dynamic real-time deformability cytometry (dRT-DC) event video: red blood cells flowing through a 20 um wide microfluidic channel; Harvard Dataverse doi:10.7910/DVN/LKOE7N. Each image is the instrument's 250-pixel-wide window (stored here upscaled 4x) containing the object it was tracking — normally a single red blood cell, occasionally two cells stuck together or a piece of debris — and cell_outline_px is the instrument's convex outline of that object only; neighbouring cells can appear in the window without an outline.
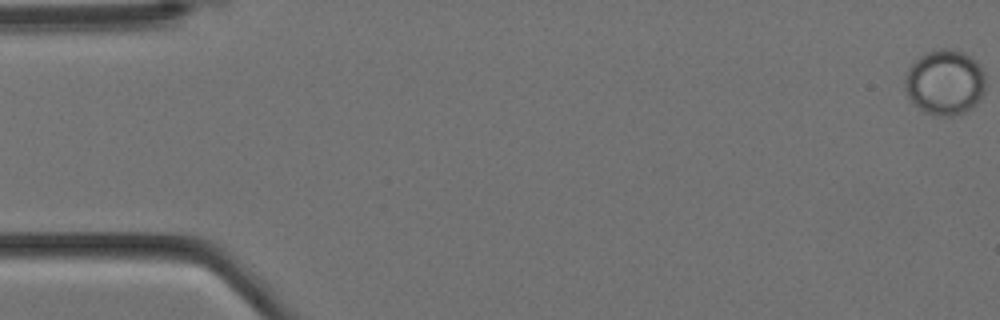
{"species": "Egyptian fruit bat (a non-hibernating species)", "species_latin": "Rousettus aegyptiacus", "temperature_condition": "cold", "stored_images_in_passage": 9, "camera_frame_rate_fps": 3000, "um_per_image_px": 0.085, "animal": {"sex": "female"}, "frame": {"image": 1, "passage_image": 1, "time_ms": 0.0, "image_size_px": [1000, 320], "cell_outline_px": [[984, 92], [980, 100], [972, 108], [964, 112], [952, 116], [936, 116], [924, 112], [912, 104], [904, 88], [904, 80], [908, 68], [920, 56], [928, 52], [940, 48], [952, 48], [964, 52], [972, 56], [980, 64], [984, 72]], "centroid_in_image_um": [80.31, 7.0], "position_along_channel_um": 4.7, "area_um2": 31.21}}
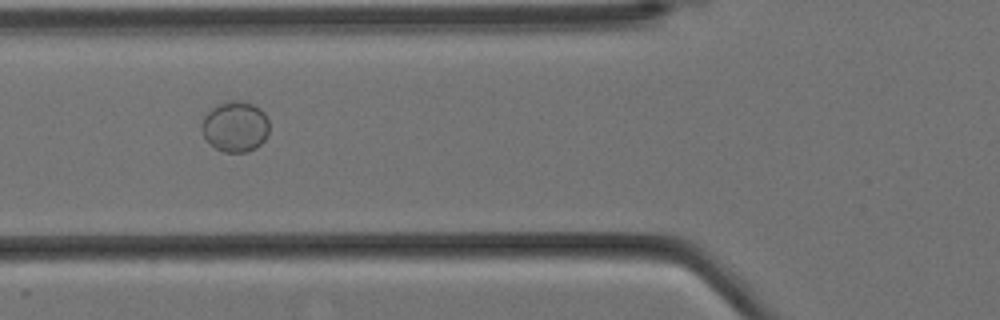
{"frame": {"image": 2, "passage_image": 7, "time_ms": 2.0, "image_size_px": [1000, 320], "cell_outline_px": [[268, 136], [256, 148], [248, 152], [224, 152], [216, 148], [204, 136], [200, 124], [204, 116], [212, 108], [228, 100], [236, 100], [252, 104], [260, 108], [264, 112], [268, 120]], "centroid_in_image_um": [20.01, 10.76], "position_along_channel_um": 105.8, "area_um2": 19.88}}
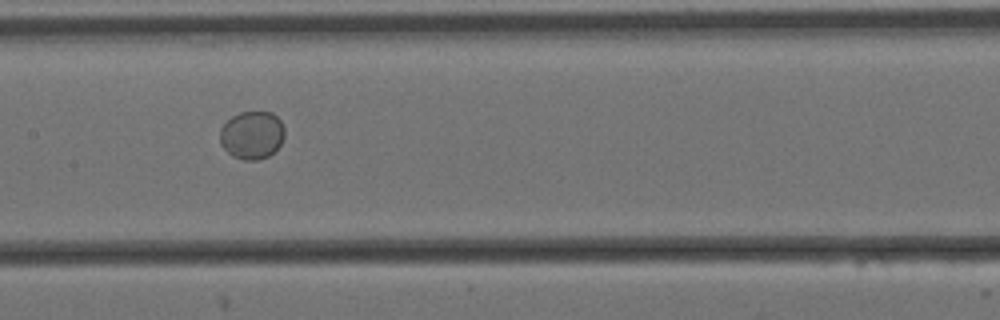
{"frame": {"image": 3, "passage_image": 9, "time_ms": 2.667, "image_size_px": [1000, 320], "cell_outline_px": [[284, 136], [280, 144], [268, 156], [260, 160], [244, 160], [232, 156], [220, 144], [220, 128], [232, 116], [240, 112], [272, 112], [280, 120], [284, 128]], "centroid_in_image_um": [21.4, 11.48], "position_along_channel_um": 186.0, "area_um2": 18.03}}